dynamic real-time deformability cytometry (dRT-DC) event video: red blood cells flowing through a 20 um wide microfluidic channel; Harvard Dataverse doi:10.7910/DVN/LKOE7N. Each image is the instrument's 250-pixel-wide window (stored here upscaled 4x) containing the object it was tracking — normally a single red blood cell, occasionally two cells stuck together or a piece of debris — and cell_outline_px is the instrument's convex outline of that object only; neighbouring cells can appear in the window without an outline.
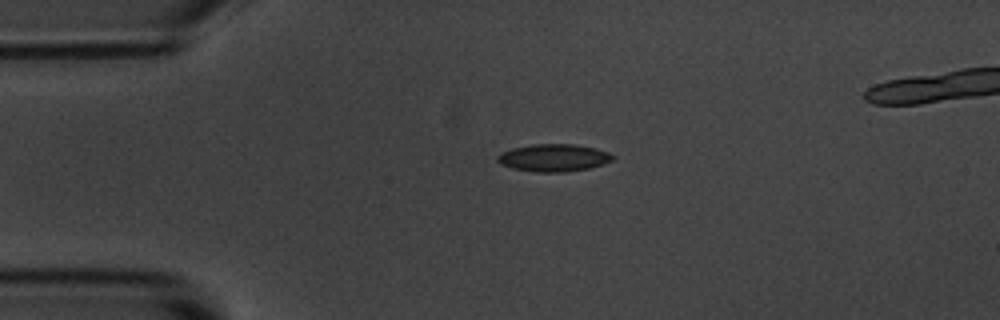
{"species": "common noctule bat (a hibernating species)", "species_latin": "Nyctalus noctula", "temperature_condition": "room temperature", "stored_images_in_passage": 3, "camera_frame_rate_fps": 3000, "um_per_image_px": 0.085, "animal": {"sex": "male", "body_mass_g": 20.1, "forearm_length_mm": 53.5}, "frame": {"image": 1, "passage_image": 1, "time_ms": 0.0, "image_size_px": [1000, 320], "cell_outline_px": [[616, 156], [612, 160], [604, 164], [588, 168], [564, 172], [536, 172], [512, 168], [500, 164], [496, 160], [496, 156], [500, 152], [512, 148], [532, 144], [572, 144], [592, 148], [608, 152]], "centroid_in_image_um": [47.02, 13.41], "position_along_channel_um": 38.0, "area_um2": 18.44}}